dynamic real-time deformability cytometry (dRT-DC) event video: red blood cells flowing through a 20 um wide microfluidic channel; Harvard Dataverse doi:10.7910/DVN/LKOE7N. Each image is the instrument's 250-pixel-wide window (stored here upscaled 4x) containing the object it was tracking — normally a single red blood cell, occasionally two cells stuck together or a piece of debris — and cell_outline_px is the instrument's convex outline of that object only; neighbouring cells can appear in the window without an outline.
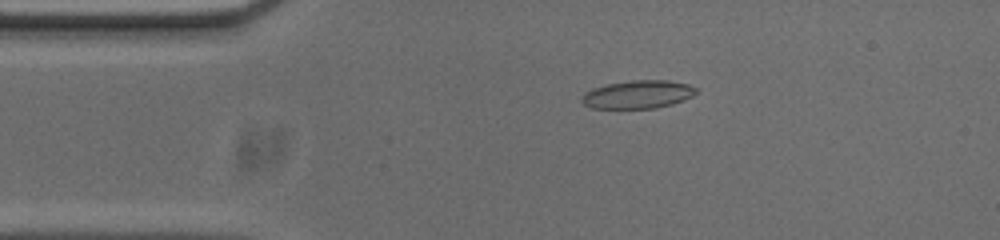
{"species": "common noctule bat (a hibernating species)", "species_latin": "Nyctalus noctula", "temperature_condition": "cold", "stored_images_in_passage": 54, "camera_frame_rate_fps": 3000, "um_per_image_px": 0.085, "animal": {"sex": "male", "body_mass_g": 20.0, "forearm_length_mm": 53.3}, "frame": {"image": 1, "passage_image": 10, "time_ms": 3.0, "image_size_px": [1000, 240], "cell_outline_px": [[696, 92], [692, 96], [684, 100], [672, 104], [656, 108], [592, 108], [584, 104], [580, 100], [580, 96], [584, 92], [592, 88], [608, 84], [632, 80], [668, 80], [688, 84], [696, 88]], "centroid_in_image_um": [54.19, 8.02], "position_along_channel_um": 30.8, "area_um2": 18.79}}
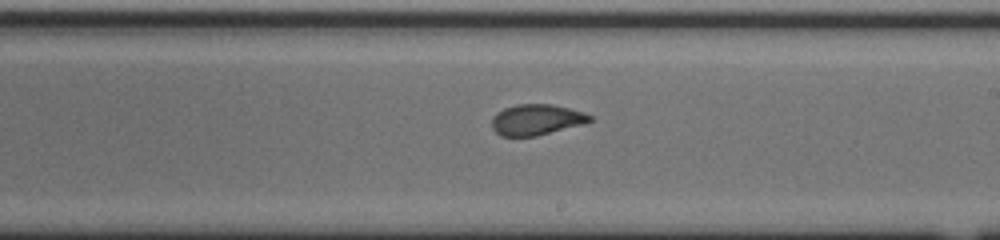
{"frame": {"image": 2, "passage_image": 30, "time_ms": 9.667, "image_size_px": [1000, 240], "cell_outline_px": [[592, 120], [584, 124], [536, 136], [500, 136], [492, 128], [492, 116], [496, 112], [504, 108], [516, 104], [552, 104], [584, 112], [592, 116]], "centroid_in_image_um": [45.58, 10.17], "position_along_channel_um": 243.4, "area_um2": 17.69}}
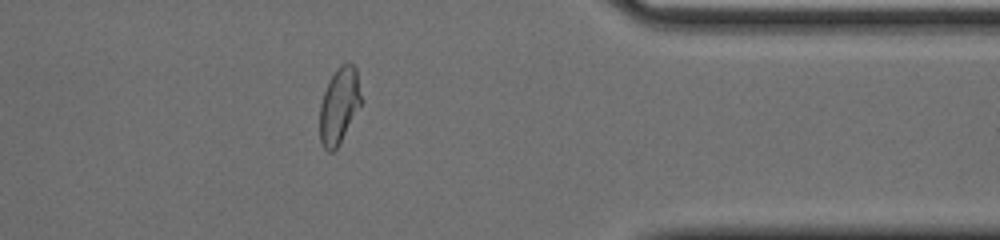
{"frame": {"image": 3, "passage_image": 43, "time_ms": 14.0, "image_size_px": [1000, 240], "cell_outline_px": [[360, 104], [336, 148], [332, 152], [328, 152], [324, 148], [320, 140], [320, 104], [328, 80], [340, 64], [352, 64], [356, 68], [360, 96]], "centroid_in_image_um": [28.78, 8.96], "position_along_channel_um": 382.6, "area_um2": 17.69}, "authors_computed_cell_mechanics": {"area_um2": 18.2648, "velocity_mm_per_s": 3.6991, "shape_relaxation_time_tau1_ms": 5.978, "shape_relaxation_time_tau2_ms": 1.1441, "deformation_change_tau1": 0.1872, "deformation_change_tau2": 0.0647}}